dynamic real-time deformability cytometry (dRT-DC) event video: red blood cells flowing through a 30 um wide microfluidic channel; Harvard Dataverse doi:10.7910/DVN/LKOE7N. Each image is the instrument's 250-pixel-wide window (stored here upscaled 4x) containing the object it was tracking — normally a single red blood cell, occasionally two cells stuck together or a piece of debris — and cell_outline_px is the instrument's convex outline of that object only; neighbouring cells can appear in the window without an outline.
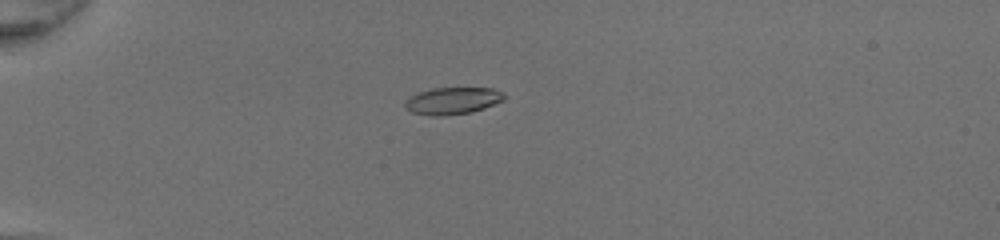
{"species": "common noctule bat (a hibernating species)", "species_latin": "Nyctalus noctula", "temperature_condition": "room temperature", "stored_images_in_passage": 36, "camera_frame_rate_fps": 3000, "um_per_image_px": 0.085, "animal": {"sex": "female", "body_mass_g": 20.0, "forearm_length_mm": 54.0}, "frame": {"image": 1, "passage_image": 1, "time_ms": 0.0, "image_size_px": [1000, 240], "cell_outline_px": [[508, 96], [504, 100], [484, 108], [472, 112], [444, 116], [432, 116], [412, 112], [404, 108], [404, 100], [408, 96], [432, 88], [492, 88], [504, 92]], "centroid_in_image_um": [38.47, 8.56], "position_along_channel_um": 46.5, "area_um2": 15.9}}
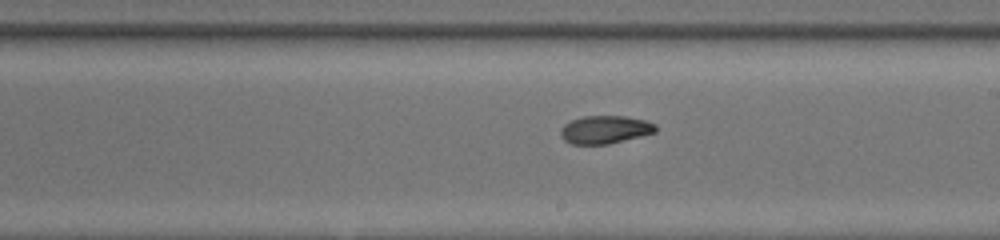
{"frame": {"image": 2, "passage_image": 17, "time_ms": 5.333, "image_size_px": [1000, 240], "cell_outline_px": [[656, 132], [608, 144], [572, 144], [564, 140], [560, 136], [560, 128], [564, 124], [572, 120], [584, 116], [624, 116], [648, 120], [656, 124]], "centroid_in_image_um": [51.42, 11.01], "position_along_channel_um": 237.6, "area_um2": 15.55}}
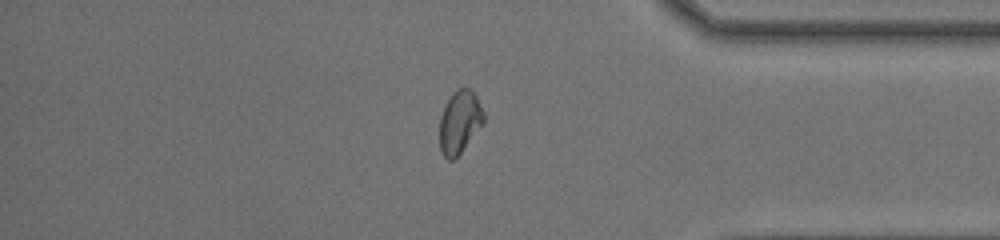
{"frame": {"image": 3, "passage_image": 29, "time_ms": 9.333, "image_size_px": [1000, 240], "cell_outline_px": [[484, 124], [460, 152], [452, 160], [448, 160], [440, 152], [440, 116], [452, 92], [456, 88], [472, 88], [484, 112]], "centroid_in_image_um": [39.08, 10.34], "position_along_channel_um": 396.1, "area_um2": 16.13}, "authors_computed_cell_mechanics": {"area_um2": 16.1551, "velocity_mm_per_s": 4.3352, "shape_relaxation_time_tau1_ms": 5.6534, "shape_relaxation_time_tau2_ms": 3.1564, "deformation_change_tau1": 0.1844, "deformation_change_tau2": 0.0709}}